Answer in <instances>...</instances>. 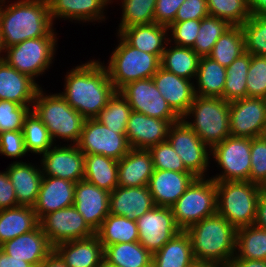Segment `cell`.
I'll return each mask as SVG.
<instances>
[{"instance_id": "1", "label": "cell", "mask_w": 266, "mask_h": 267, "mask_svg": "<svg viewBox=\"0 0 266 267\" xmlns=\"http://www.w3.org/2000/svg\"><path fill=\"white\" fill-rule=\"evenodd\" d=\"M89 61L67 72L59 94L85 119H95L116 90L102 62Z\"/></svg>"}, {"instance_id": "2", "label": "cell", "mask_w": 266, "mask_h": 267, "mask_svg": "<svg viewBox=\"0 0 266 267\" xmlns=\"http://www.w3.org/2000/svg\"><path fill=\"white\" fill-rule=\"evenodd\" d=\"M0 4V34L4 48L47 36L53 29L48 0H18Z\"/></svg>"}, {"instance_id": "3", "label": "cell", "mask_w": 266, "mask_h": 267, "mask_svg": "<svg viewBox=\"0 0 266 267\" xmlns=\"http://www.w3.org/2000/svg\"><path fill=\"white\" fill-rule=\"evenodd\" d=\"M195 261L228 266L235 256L237 229L219 214L187 228Z\"/></svg>"}, {"instance_id": "4", "label": "cell", "mask_w": 266, "mask_h": 267, "mask_svg": "<svg viewBox=\"0 0 266 267\" xmlns=\"http://www.w3.org/2000/svg\"><path fill=\"white\" fill-rule=\"evenodd\" d=\"M31 110L45 124L54 143L57 138L77 145L86 119L59 93L48 95L40 87Z\"/></svg>"}, {"instance_id": "5", "label": "cell", "mask_w": 266, "mask_h": 267, "mask_svg": "<svg viewBox=\"0 0 266 267\" xmlns=\"http://www.w3.org/2000/svg\"><path fill=\"white\" fill-rule=\"evenodd\" d=\"M229 114L230 102L225 99L195 95L182 120L212 149L231 135Z\"/></svg>"}, {"instance_id": "6", "label": "cell", "mask_w": 266, "mask_h": 267, "mask_svg": "<svg viewBox=\"0 0 266 267\" xmlns=\"http://www.w3.org/2000/svg\"><path fill=\"white\" fill-rule=\"evenodd\" d=\"M217 214L236 229L254 224L257 203L262 192L251 181H216Z\"/></svg>"}, {"instance_id": "7", "label": "cell", "mask_w": 266, "mask_h": 267, "mask_svg": "<svg viewBox=\"0 0 266 267\" xmlns=\"http://www.w3.org/2000/svg\"><path fill=\"white\" fill-rule=\"evenodd\" d=\"M118 37L120 42L110 55L108 65H104L116 91L132 81L152 78L161 67L162 58V55L138 50Z\"/></svg>"}, {"instance_id": "8", "label": "cell", "mask_w": 266, "mask_h": 267, "mask_svg": "<svg viewBox=\"0 0 266 267\" xmlns=\"http://www.w3.org/2000/svg\"><path fill=\"white\" fill-rule=\"evenodd\" d=\"M177 226L185 231L204 218L217 213L216 181L197 177L171 206Z\"/></svg>"}, {"instance_id": "9", "label": "cell", "mask_w": 266, "mask_h": 267, "mask_svg": "<svg viewBox=\"0 0 266 267\" xmlns=\"http://www.w3.org/2000/svg\"><path fill=\"white\" fill-rule=\"evenodd\" d=\"M54 29L40 38L27 39L17 45L5 48V60L17 71L35 80L53 63L58 42Z\"/></svg>"}, {"instance_id": "10", "label": "cell", "mask_w": 266, "mask_h": 267, "mask_svg": "<svg viewBox=\"0 0 266 267\" xmlns=\"http://www.w3.org/2000/svg\"><path fill=\"white\" fill-rule=\"evenodd\" d=\"M251 138L228 136L211 149L214 161L222 173L213 176L214 181H250Z\"/></svg>"}, {"instance_id": "11", "label": "cell", "mask_w": 266, "mask_h": 267, "mask_svg": "<svg viewBox=\"0 0 266 267\" xmlns=\"http://www.w3.org/2000/svg\"><path fill=\"white\" fill-rule=\"evenodd\" d=\"M167 141L188 171L196 177H205V172L210 167L211 149L182 119L171 125Z\"/></svg>"}, {"instance_id": "12", "label": "cell", "mask_w": 266, "mask_h": 267, "mask_svg": "<svg viewBox=\"0 0 266 267\" xmlns=\"http://www.w3.org/2000/svg\"><path fill=\"white\" fill-rule=\"evenodd\" d=\"M77 146L84 154H99L116 160L132 149L126 134L109 129L97 119H86Z\"/></svg>"}, {"instance_id": "13", "label": "cell", "mask_w": 266, "mask_h": 267, "mask_svg": "<svg viewBox=\"0 0 266 267\" xmlns=\"http://www.w3.org/2000/svg\"><path fill=\"white\" fill-rule=\"evenodd\" d=\"M119 91L127 99L132 111L162 120H181L161 95L152 78L132 81Z\"/></svg>"}, {"instance_id": "14", "label": "cell", "mask_w": 266, "mask_h": 267, "mask_svg": "<svg viewBox=\"0 0 266 267\" xmlns=\"http://www.w3.org/2000/svg\"><path fill=\"white\" fill-rule=\"evenodd\" d=\"M39 225L53 247L63 242L85 239L96 234L74 206L44 215L39 220Z\"/></svg>"}, {"instance_id": "15", "label": "cell", "mask_w": 266, "mask_h": 267, "mask_svg": "<svg viewBox=\"0 0 266 267\" xmlns=\"http://www.w3.org/2000/svg\"><path fill=\"white\" fill-rule=\"evenodd\" d=\"M136 224L139 231L138 242L152 255L181 231L171 207L154 206L138 218Z\"/></svg>"}, {"instance_id": "16", "label": "cell", "mask_w": 266, "mask_h": 267, "mask_svg": "<svg viewBox=\"0 0 266 267\" xmlns=\"http://www.w3.org/2000/svg\"><path fill=\"white\" fill-rule=\"evenodd\" d=\"M230 133L234 137H260L266 124V99L247 97L230 102Z\"/></svg>"}, {"instance_id": "17", "label": "cell", "mask_w": 266, "mask_h": 267, "mask_svg": "<svg viewBox=\"0 0 266 267\" xmlns=\"http://www.w3.org/2000/svg\"><path fill=\"white\" fill-rule=\"evenodd\" d=\"M40 162L43 176L66 179L74 183L84 179V153L77 145L55 144L42 154Z\"/></svg>"}, {"instance_id": "18", "label": "cell", "mask_w": 266, "mask_h": 267, "mask_svg": "<svg viewBox=\"0 0 266 267\" xmlns=\"http://www.w3.org/2000/svg\"><path fill=\"white\" fill-rule=\"evenodd\" d=\"M180 120H162L132 111L127 122L126 136L133 149H145L167 141L173 123Z\"/></svg>"}, {"instance_id": "19", "label": "cell", "mask_w": 266, "mask_h": 267, "mask_svg": "<svg viewBox=\"0 0 266 267\" xmlns=\"http://www.w3.org/2000/svg\"><path fill=\"white\" fill-rule=\"evenodd\" d=\"M109 195L110 192L100 189L85 179L76 183L73 206L95 233L110 214Z\"/></svg>"}, {"instance_id": "20", "label": "cell", "mask_w": 266, "mask_h": 267, "mask_svg": "<svg viewBox=\"0 0 266 267\" xmlns=\"http://www.w3.org/2000/svg\"><path fill=\"white\" fill-rule=\"evenodd\" d=\"M196 178L191 172L154 169L148 182L154 205L171 207Z\"/></svg>"}, {"instance_id": "21", "label": "cell", "mask_w": 266, "mask_h": 267, "mask_svg": "<svg viewBox=\"0 0 266 267\" xmlns=\"http://www.w3.org/2000/svg\"><path fill=\"white\" fill-rule=\"evenodd\" d=\"M152 79L166 102L182 119L194 100V82L162 67L152 76Z\"/></svg>"}, {"instance_id": "22", "label": "cell", "mask_w": 266, "mask_h": 267, "mask_svg": "<svg viewBox=\"0 0 266 267\" xmlns=\"http://www.w3.org/2000/svg\"><path fill=\"white\" fill-rule=\"evenodd\" d=\"M76 183L57 177L43 176L33 209L38 220L44 215L74 205Z\"/></svg>"}, {"instance_id": "23", "label": "cell", "mask_w": 266, "mask_h": 267, "mask_svg": "<svg viewBox=\"0 0 266 267\" xmlns=\"http://www.w3.org/2000/svg\"><path fill=\"white\" fill-rule=\"evenodd\" d=\"M41 86L30 76L0 60V100H7L22 106H33Z\"/></svg>"}, {"instance_id": "24", "label": "cell", "mask_w": 266, "mask_h": 267, "mask_svg": "<svg viewBox=\"0 0 266 267\" xmlns=\"http://www.w3.org/2000/svg\"><path fill=\"white\" fill-rule=\"evenodd\" d=\"M0 248L9 256L37 267L53 250L40 225L32 231L3 243Z\"/></svg>"}, {"instance_id": "25", "label": "cell", "mask_w": 266, "mask_h": 267, "mask_svg": "<svg viewBox=\"0 0 266 267\" xmlns=\"http://www.w3.org/2000/svg\"><path fill=\"white\" fill-rule=\"evenodd\" d=\"M148 186L120 187L109 195V213L137 220L154 207Z\"/></svg>"}, {"instance_id": "26", "label": "cell", "mask_w": 266, "mask_h": 267, "mask_svg": "<svg viewBox=\"0 0 266 267\" xmlns=\"http://www.w3.org/2000/svg\"><path fill=\"white\" fill-rule=\"evenodd\" d=\"M68 267H101L104 248L98 236L63 242L54 247Z\"/></svg>"}, {"instance_id": "27", "label": "cell", "mask_w": 266, "mask_h": 267, "mask_svg": "<svg viewBox=\"0 0 266 267\" xmlns=\"http://www.w3.org/2000/svg\"><path fill=\"white\" fill-rule=\"evenodd\" d=\"M36 166L34 163L32 165L21 160L11 163L6 168L20 206L33 207L36 203L43 179L41 166Z\"/></svg>"}, {"instance_id": "28", "label": "cell", "mask_w": 266, "mask_h": 267, "mask_svg": "<svg viewBox=\"0 0 266 267\" xmlns=\"http://www.w3.org/2000/svg\"><path fill=\"white\" fill-rule=\"evenodd\" d=\"M154 172L151 153L145 149H131L118 160V186H148Z\"/></svg>"}, {"instance_id": "29", "label": "cell", "mask_w": 266, "mask_h": 267, "mask_svg": "<svg viewBox=\"0 0 266 267\" xmlns=\"http://www.w3.org/2000/svg\"><path fill=\"white\" fill-rule=\"evenodd\" d=\"M51 19L77 20L82 22H98L104 16L105 7L111 4L108 0H48Z\"/></svg>"}, {"instance_id": "30", "label": "cell", "mask_w": 266, "mask_h": 267, "mask_svg": "<svg viewBox=\"0 0 266 267\" xmlns=\"http://www.w3.org/2000/svg\"><path fill=\"white\" fill-rule=\"evenodd\" d=\"M168 27L157 23L135 25L122 29L117 35L128 45L143 52L163 55L169 42Z\"/></svg>"}, {"instance_id": "31", "label": "cell", "mask_w": 266, "mask_h": 267, "mask_svg": "<svg viewBox=\"0 0 266 267\" xmlns=\"http://www.w3.org/2000/svg\"><path fill=\"white\" fill-rule=\"evenodd\" d=\"M39 225L33 207L17 206L0 209V246L22 234L28 233Z\"/></svg>"}, {"instance_id": "32", "label": "cell", "mask_w": 266, "mask_h": 267, "mask_svg": "<svg viewBox=\"0 0 266 267\" xmlns=\"http://www.w3.org/2000/svg\"><path fill=\"white\" fill-rule=\"evenodd\" d=\"M84 179L112 192L118 187V160L99 154H84Z\"/></svg>"}, {"instance_id": "33", "label": "cell", "mask_w": 266, "mask_h": 267, "mask_svg": "<svg viewBox=\"0 0 266 267\" xmlns=\"http://www.w3.org/2000/svg\"><path fill=\"white\" fill-rule=\"evenodd\" d=\"M194 262L190 237L181 230L153 254L152 267H189Z\"/></svg>"}, {"instance_id": "34", "label": "cell", "mask_w": 266, "mask_h": 267, "mask_svg": "<svg viewBox=\"0 0 266 267\" xmlns=\"http://www.w3.org/2000/svg\"><path fill=\"white\" fill-rule=\"evenodd\" d=\"M153 255L138 241L104 248V263L110 267H152Z\"/></svg>"}, {"instance_id": "35", "label": "cell", "mask_w": 266, "mask_h": 267, "mask_svg": "<svg viewBox=\"0 0 266 267\" xmlns=\"http://www.w3.org/2000/svg\"><path fill=\"white\" fill-rule=\"evenodd\" d=\"M195 95L203 97L223 98L226 81V67L208 56L200 57L195 78Z\"/></svg>"}, {"instance_id": "36", "label": "cell", "mask_w": 266, "mask_h": 267, "mask_svg": "<svg viewBox=\"0 0 266 267\" xmlns=\"http://www.w3.org/2000/svg\"><path fill=\"white\" fill-rule=\"evenodd\" d=\"M103 248L118 243L137 242L139 231L135 220L125 216L109 214L96 232Z\"/></svg>"}, {"instance_id": "37", "label": "cell", "mask_w": 266, "mask_h": 267, "mask_svg": "<svg viewBox=\"0 0 266 267\" xmlns=\"http://www.w3.org/2000/svg\"><path fill=\"white\" fill-rule=\"evenodd\" d=\"M167 43L161 58V67L177 76L196 78L200 56L190 47L169 46ZM192 78V79H191Z\"/></svg>"}, {"instance_id": "38", "label": "cell", "mask_w": 266, "mask_h": 267, "mask_svg": "<svg viewBox=\"0 0 266 267\" xmlns=\"http://www.w3.org/2000/svg\"><path fill=\"white\" fill-rule=\"evenodd\" d=\"M233 258L266 260V230L254 224L237 229Z\"/></svg>"}, {"instance_id": "39", "label": "cell", "mask_w": 266, "mask_h": 267, "mask_svg": "<svg viewBox=\"0 0 266 267\" xmlns=\"http://www.w3.org/2000/svg\"><path fill=\"white\" fill-rule=\"evenodd\" d=\"M251 63V54L244 52L226 67L223 99L227 102L247 98L246 80Z\"/></svg>"}, {"instance_id": "40", "label": "cell", "mask_w": 266, "mask_h": 267, "mask_svg": "<svg viewBox=\"0 0 266 267\" xmlns=\"http://www.w3.org/2000/svg\"><path fill=\"white\" fill-rule=\"evenodd\" d=\"M244 52V35L241 26H232L216 41L208 57L220 65L228 67Z\"/></svg>"}, {"instance_id": "41", "label": "cell", "mask_w": 266, "mask_h": 267, "mask_svg": "<svg viewBox=\"0 0 266 267\" xmlns=\"http://www.w3.org/2000/svg\"><path fill=\"white\" fill-rule=\"evenodd\" d=\"M22 132L27 152L39 155L45 154L56 144L53 142L45 124L32 110L24 119Z\"/></svg>"}, {"instance_id": "42", "label": "cell", "mask_w": 266, "mask_h": 267, "mask_svg": "<svg viewBox=\"0 0 266 267\" xmlns=\"http://www.w3.org/2000/svg\"><path fill=\"white\" fill-rule=\"evenodd\" d=\"M131 112L132 108L129 106L127 99L120 91H115L95 119L109 129L119 130L122 134H125Z\"/></svg>"}, {"instance_id": "43", "label": "cell", "mask_w": 266, "mask_h": 267, "mask_svg": "<svg viewBox=\"0 0 266 267\" xmlns=\"http://www.w3.org/2000/svg\"><path fill=\"white\" fill-rule=\"evenodd\" d=\"M232 25L224 20L214 16H206L201 19L199 34L196 37L195 44L192 49L200 56H208L216 41L229 30Z\"/></svg>"}, {"instance_id": "44", "label": "cell", "mask_w": 266, "mask_h": 267, "mask_svg": "<svg viewBox=\"0 0 266 267\" xmlns=\"http://www.w3.org/2000/svg\"><path fill=\"white\" fill-rule=\"evenodd\" d=\"M122 18L117 34L124 28L155 23L156 0H121Z\"/></svg>"}, {"instance_id": "45", "label": "cell", "mask_w": 266, "mask_h": 267, "mask_svg": "<svg viewBox=\"0 0 266 267\" xmlns=\"http://www.w3.org/2000/svg\"><path fill=\"white\" fill-rule=\"evenodd\" d=\"M210 16L228 21L232 26H241L250 18L247 0H207Z\"/></svg>"}, {"instance_id": "46", "label": "cell", "mask_w": 266, "mask_h": 267, "mask_svg": "<svg viewBox=\"0 0 266 267\" xmlns=\"http://www.w3.org/2000/svg\"><path fill=\"white\" fill-rule=\"evenodd\" d=\"M245 51L251 55L266 57V15H251L241 25Z\"/></svg>"}, {"instance_id": "47", "label": "cell", "mask_w": 266, "mask_h": 267, "mask_svg": "<svg viewBox=\"0 0 266 267\" xmlns=\"http://www.w3.org/2000/svg\"><path fill=\"white\" fill-rule=\"evenodd\" d=\"M148 151L151 153L154 169L190 172L185 168L180 156L168 141L154 145Z\"/></svg>"}, {"instance_id": "48", "label": "cell", "mask_w": 266, "mask_h": 267, "mask_svg": "<svg viewBox=\"0 0 266 267\" xmlns=\"http://www.w3.org/2000/svg\"><path fill=\"white\" fill-rule=\"evenodd\" d=\"M247 97L266 99V57L251 55V63L248 69Z\"/></svg>"}, {"instance_id": "49", "label": "cell", "mask_w": 266, "mask_h": 267, "mask_svg": "<svg viewBox=\"0 0 266 267\" xmlns=\"http://www.w3.org/2000/svg\"><path fill=\"white\" fill-rule=\"evenodd\" d=\"M31 107L0 100V133L22 130L24 119L31 111Z\"/></svg>"}, {"instance_id": "50", "label": "cell", "mask_w": 266, "mask_h": 267, "mask_svg": "<svg viewBox=\"0 0 266 267\" xmlns=\"http://www.w3.org/2000/svg\"><path fill=\"white\" fill-rule=\"evenodd\" d=\"M200 25L201 19L173 22L168 27V31L172 33L170 34L172 38H169V42H174L173 45L176 46L192 48L195 44L196 37L199 34Z\"/></svg>"}, {"instance_id": "51", "label": "cell", "mask_w": 266, "mask_h": 267, "mask_svg": "<svg viewBox=\"0 0 266 267\" xmlns=\"http://www.w3.org/2000/svg\"><path fill=\"white\" fill-rule=\"evenodd\" d=\"M250 181L259 186L266 180V141L261 137L251 138Z\"/></svg>"}, {"instance_id": "52", "label": "cell", "mask_w": 266, "mask_h": 267, "mask_svg": "<svg viewBox=\"0 0 266 267\" xmlns=\"http://www.w3.org/2000/svg\"><path fill=\"white\" fill-rule=\"evenodd\" d=\"M28 154L22 130L0 133V154L10 158H21Z\"/></svg>"}, {"instance_id": "53", "label": "cell", "mask_w": 266, "mask_h": 267, "mask_svg": "<svg viewBox=\"0 0 266 267\" xmlns=\"http://www.w3.org/2000/svg\"><path fill=\"white\" fill-rule=\"evenodd\" d=\"M208 15L207 0H185L179 7L174 22L203 19Z\"/></svg>"}, {"instance_id": "54", "label": "cell", "mask_w": 266, "mask_h": 267, "mask_svg": "<svg viewBox=\"0 0 266 267\" xmlns=\"http://www.w3.org/2000/svg\"><path fill=\"white\" fill-rule=\"evenodd\" d=\"M185 0H156L154 21L169 27L175 20L179 7Z\"/></svg>"}, {"instance_id": "55", "label": "cell", "mask_w": 266, "mask_h": 267, "mask_svg": "<svg viewBox=\"0 0 266 267\" xmlns=\"http://www.w3.org/2000/svg\"><path fill=\"white\" fill-rule=\"evenodd\" d=\"M19 206L15 195V190L7 171H0V209L13 208Z\"/></svg>"}, {"instance_id": "56", "label": "cell", "mask_w": 266, "mask_h": 267, "mask_svg": "<svg viewBox=\"0 0 266 267\" xmlns=\"http://www.w3.org/2000/svg\"><path fill=\"white\" fill-rule=\"evenodd\" d=\"M254 225L266 230V192L260 193Z\"/></svg>"}, {"instance_id": "57", "label": "cell", "mask_w": 266, "mask_h": 267, "mask_svg": "<svg viewBox=\"0 0 266 267\" xmlns=\"http://www.w3.org/2000/svg\"><path fill=\"white\" fill-rule=\"evenodd\" d=\"M0 267H33L30 263L7 255L0 248Z\"/></svg>"}, {"instance_id": "58", "label": "cell", "mask_w": 266, "mask_h": 267, "mask_svg": "<svg viewBox=\"0 0 266 267\" xmlns=\"http://www.w3.org/2000/svg\"><path fill=\"white\" fill-rule=\"evenodd\" d=\"M227 267H266V260L232 258Z\"/></svg>"}, {"instance_id": "59", "label": "cell", "mask_w": 266, "mask_h": 267, "mask_svg": "<svg viewBox=\"0 0 266 267\" xmlns=\"http://www.w3.org/2000/svg\"><path fill=\"white\" fill-rule=\"evenodd\" d=\"M37 267H68L61 256L53 250Z\"/></svg>"}, {"instance_id": "60", "label": "cell", "mask_w": 266, "mask_h": 267, "mask_svg": "<svg viewBox=\"0 0 266 267\" xmlns=\"http://www.w3.org/2000/svg\"><path fill=\"white\" fill-rule=\"evenodd\" d=\"M250 15H266V0H247Z\"/></svg>"}, {"instance_id": "61", "label": "cell", "mask_w": 266, "mask_h": 267, "mask_svg": "<svg viewBox=\"0 0 266 267\" xmlns=\"http://www.w3.org/2000/svg\"><path fill=\"white\" fill-rule=\"evenodd\" d=\"M189 267H225L220 264L212 263V262H202V261H195Z\"/></svg>"}, {"instance_id": "62", "label": "cell", "mask_w": 266, "mask_h": 267, "mask_svg": "<svg viewBox=\"0 0 266 267\" xmlns=\"http://www.w3.org/2000/svg\"><path fill=\"white\" fill-rule=\"evenodd\" d=\"M5 53V48H4V46H3V42H2V37H1V34H0V55H1V53ZM4 55L2 54L1 56H0V60H3L4 59Z\"/></svg>"}, {"instance_id": "63", "label": "cell", "mask_w": 266, "mask_h": 267, "mask_svg": "<svg viewBox=\"0 0 266 267\" xmlns=\"http://www.w3.org/2000/svg\"><path fill=\"white\" fill-rule=\"evenodd\" d=\"M260 137L266 141V124L264 125Z\"/></svg>"}, {"instance_id": "64", "label": "cell", "mask_w": 266, "mask_h": 267, "mask_svg": "<svg viewBox=\"0 0 266 267\" xmlns=\"http://www.w3.org/2000/svg\"><path fill=\"white\" fill-rule=\"evenodd\" d=\"M262 191L266 192V180L260 185Z\"/></svg>"}, {"instance_id": "65", "label": "cell", "mask_w": 266, "mask_h": 267, "mask_svg": "<svg viewBox=\"0 0 266 267\" xmlns=\"http://www.w3.org/2000/svg\"><path fill=\"white\" fill-rule=\"evenodd\" d=\"M101 267H110L107 264L103 263V265Z\"/></svg>"}]
</instances>
